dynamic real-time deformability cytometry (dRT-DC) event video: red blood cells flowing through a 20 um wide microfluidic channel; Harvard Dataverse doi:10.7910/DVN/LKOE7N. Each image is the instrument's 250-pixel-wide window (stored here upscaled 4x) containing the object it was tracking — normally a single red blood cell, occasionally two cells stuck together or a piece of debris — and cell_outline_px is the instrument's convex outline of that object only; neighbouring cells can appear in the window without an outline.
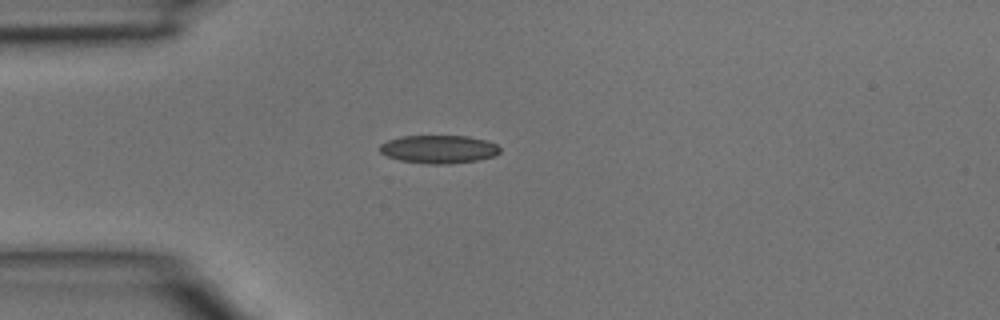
{"species": "common noctule bat (a hibernating species)", "species_latin": "Nyctalus noctula", "temperature_condition": "room temperature", "stored_images_in_passage": 4, "camera_frame_rate_fps": 3000, "um_per_image_px": 0.085, "animal": {"sex": "male", "body_mass_g": 15.6}, "frame": {"image": 1, "passage_image": 4, "time_ms": 1.0, "image_size_px": [1000, 320], "cell_outline_px": [[500, 152], [496, 156], [476, 160], [448, 164], [428, 164], [400, 160], [388, 156], [380, 152], [380, 144], [388, 140], [400, 136], [468, 136], [484, 140], [496, 144], [500, 148]], "centroid_in_image_um": [37.3, 12.68], "position_along_channel_um": 47.7, "area_um2": 19.65}}